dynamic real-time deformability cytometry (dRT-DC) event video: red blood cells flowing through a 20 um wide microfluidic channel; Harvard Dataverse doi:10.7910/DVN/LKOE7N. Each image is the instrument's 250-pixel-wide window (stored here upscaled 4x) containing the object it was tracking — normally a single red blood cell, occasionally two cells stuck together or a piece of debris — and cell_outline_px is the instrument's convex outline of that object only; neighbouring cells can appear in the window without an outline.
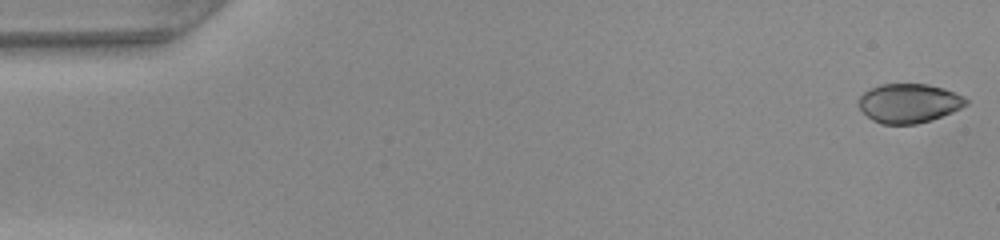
{"species": "common noctule bat (a hibernating species)", "species_latin": "Nyctalus noctula", "temperature_condition": "warm", "stored_images_in_passage": 48, "camera_frame_rate_fps": 3000, "um_per_image_px": 0.085, "animal": {"sex": "female", "body_mass_g": 22.0, "forearm_length_mm": 56.7}, "frame": {"image": 1, "passage_image": 1, "time_ms": 0.0, "image_size_px": [1000, 240], "cell_outline_px": [[968, 104], [952, 112], [916, 124], [880, 124], [872, 120], [860, 108], [856, 100], [864, 92], [880, 84], [928, 84], [944, 88], [964, 96], [968, 100]], "centroid_in_image_um": [77.24, 8.76], "position_along_channel_um": 7.8, "area_um2": 24.45}}
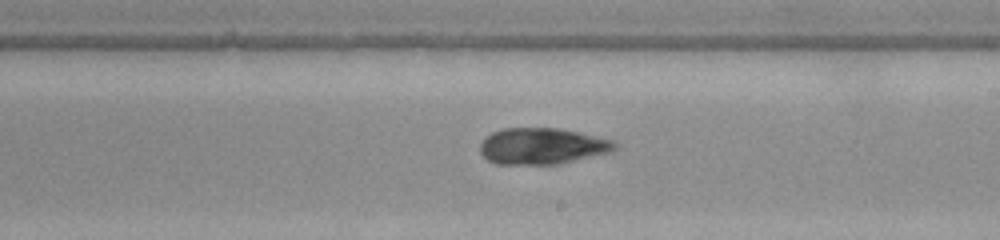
{"frame": {"image": 2, "passage_image": 28, "time_ms": 9.0, "image_size_px": [1000, 240], "cell_outline_px": [[620, 144], [612, 152], [560, 164], [496, 164], [488, 160], [480, 152], [480, 144], [492, 132], [504, 128], [556, 128], [580, 132], [616, 140]], "centroid_in_image_um": [46.16, 12.42], "position_along_channel_um": 242.8, "area_um2": 28.78}}
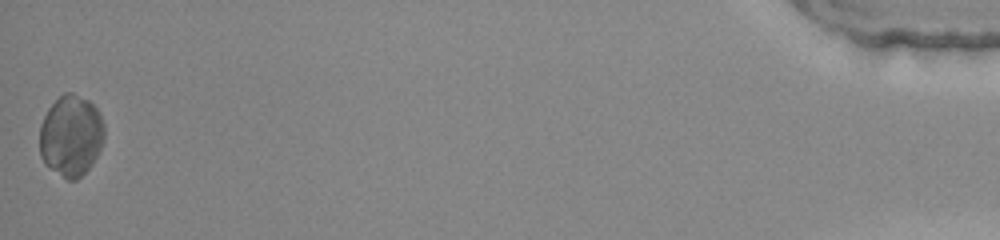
{"frame": {"image": 3, "passage_image": 48, "time_ms": 15.667, "image_size_px": [1000, 240], "cell_outline_px": [[104, 140], [92, 164], [76, 180], [68, 180], [48, 168], [44, 164], [40, 156], [40, 124], [48, 108], [64, 92], [72, 92], [88, 100], [100, 112], [104, 124]], "centroid_in_image_um": [6.02, 11.53], "position_along_channel_um": 429.2, "area_um2": 30.75}, "authors_computed_cell_mechanics": {"area_um2": 28.2642, "velocity_mm_per_s": 4.2372, "shape_relaxation_time_tau1_ms": null, "shape_relaxation_time_tau2_ms": 1.5915, "deformation_change_tau1": null, "deformation_change_tau2": 0.0688}}